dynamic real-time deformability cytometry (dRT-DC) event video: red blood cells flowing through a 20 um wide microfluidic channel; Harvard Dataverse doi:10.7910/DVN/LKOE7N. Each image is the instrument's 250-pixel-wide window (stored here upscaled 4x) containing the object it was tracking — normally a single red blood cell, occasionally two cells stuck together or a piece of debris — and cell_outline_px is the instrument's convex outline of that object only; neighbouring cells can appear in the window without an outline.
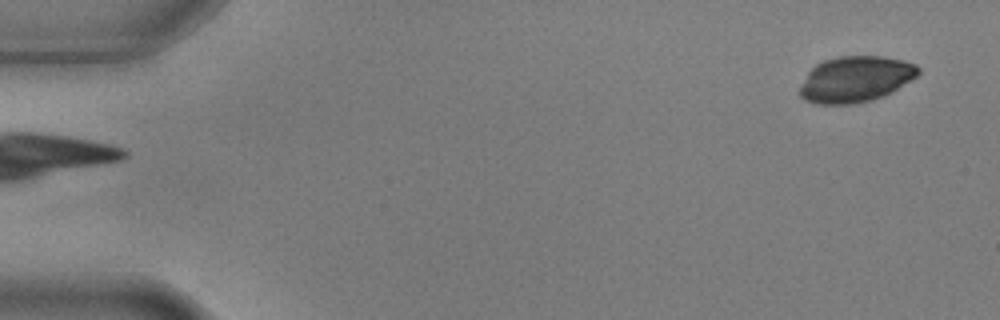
{"species": "common noctule bat (a hibernating species)", "species_latin": "Nyctalus noctula", "temperature_condition": "warm", "stored_images_in_passage": 6, "camera_frame_rate_fps": 3000, "um_per_image_px": 0.085, "animal": {"sex": "male", "body_mass_g": 17.9, "forearm_length_mm": 54.2}, "frame": {"image": 1, "passage_image": 6, "time_ms": 1.667, "image_size_px": [1000, 320], "cell_outline_px": [[920, 72], [916, 76], [892, 92], [884, 96], [872, 100], [852, 104], [816, 104], [804, 100], [800, 96], [800, 88], [808, 72], [816, 64], [824, 60], [840, 56], [884, 56], [904, 60], [916, 64], [920, 68]], "centroid_in_image_um": [72.73, 6.73], "position_along_channel_um": 12.3, "area_um2": 31.79}}